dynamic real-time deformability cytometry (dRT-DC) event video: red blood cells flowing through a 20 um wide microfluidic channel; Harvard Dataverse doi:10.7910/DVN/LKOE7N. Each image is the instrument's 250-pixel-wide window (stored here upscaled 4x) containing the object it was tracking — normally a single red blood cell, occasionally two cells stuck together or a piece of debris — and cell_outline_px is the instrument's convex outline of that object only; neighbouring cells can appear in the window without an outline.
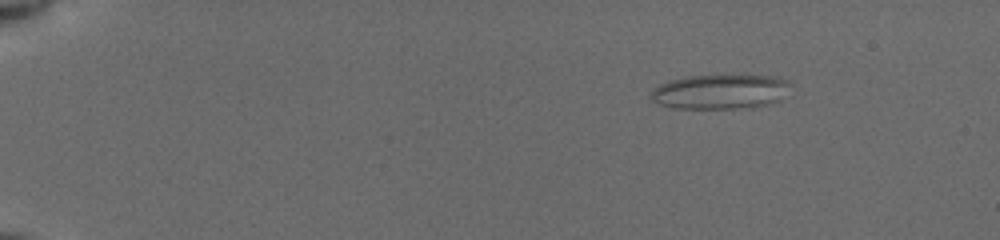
{"species": "common noctule bat (a hibernating species)", "species_latin": "Nyctalus noctula", "temperature_condition": "cold", "stored_images_in_passage": 47, "camera_frame_rate_fps": 3000, "um_per_image_px": 0.085, "animal": {"sex": "female", "body_mass_g": 19.5, "forearm_length_mm": 54.1}, "frame": {"image": 1, "passage_image": 1, "time_ms": 0.0, "image_size_px": [1000, 240], "cell_outline_px": [[792, 84], [780, 100], [768, 104], [748, 108], [672, 108], [656, 104], [652, 100], [652, 88], [668, 80], [688, 76], [772, 76], [788, 80]], "centroid_in_image_um": [61.2, 7.8], "position_along_channel_um": 23.8, "area_um2": 28.15}}
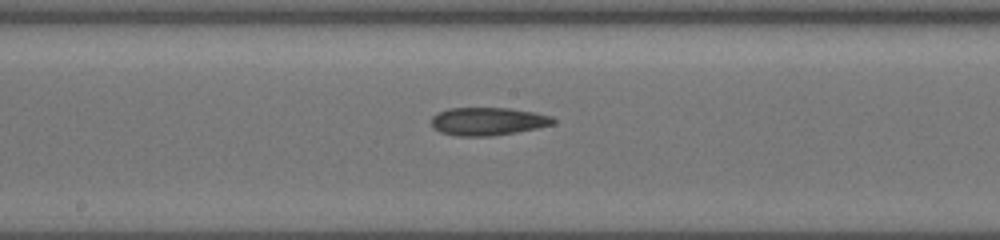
{"frame": {"image": 2, "passage_image": 24, "time_ms": 7.667, "image_size_px": [1000, 240], "cell_outline_px": [[556, 124], [516, 132], [492, 136], [456, 136], [440, 132], [432, 128], [432, 116], [436, 112], [448, 108], [508, 108], [532, 112], [552, 116], [556, 120]], "centroid_in_image_um": [41.44, 10.31], "position_along_channel_um": 206.8, "area_um2": 20.0}}
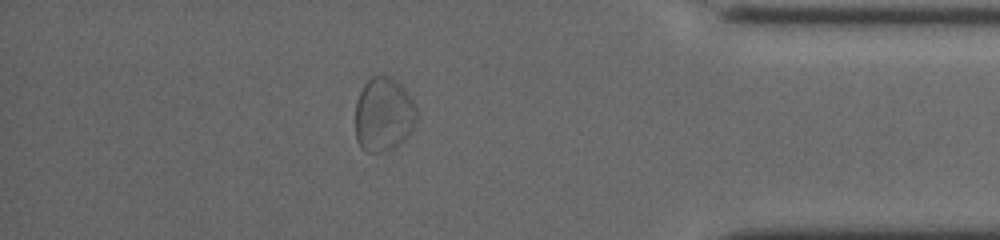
{"frame": {"image": 3, "passage_image": 41, "time_ms": 13.333, "image_size_px": [1000, 240], "cell_outline_px": [[416, 120], [412, 132], [396, 148], [380, 152], [368, 152], [360, 148], [356, 140], [356, 100], [364, 84], [372, 76], [388, 76], [396, 80], [404, 88], [416, 104]], "centroid_in_image_um": [32.61, 9.75], "position_along_channel_um": 402.6, "area_um2": 26.76}, "authors_computed_cell_mechanics": {"area_um2": 21.5594, "velocity_mm_per_s": 3.9069, "shape_relaxation_time_tau1_ms": 5.7663, "shape_relaxation_time_tau2_ms": 2.5961, "deformation_change_tau1": 0.1058, "deformation_change_tau2": 0.0927}}